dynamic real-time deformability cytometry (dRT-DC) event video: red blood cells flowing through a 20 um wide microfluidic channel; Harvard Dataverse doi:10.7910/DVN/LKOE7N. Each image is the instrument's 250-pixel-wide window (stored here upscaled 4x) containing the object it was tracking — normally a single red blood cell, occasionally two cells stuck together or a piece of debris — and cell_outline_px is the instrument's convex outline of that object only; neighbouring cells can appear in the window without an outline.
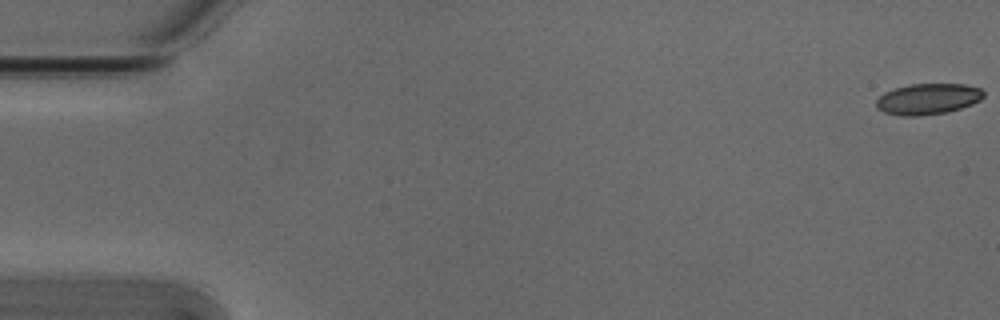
{"species": "Egyptian fruit bat (a non-hibernating species)", "species_latin": "Rousettus aegyptiacus", "temperature_condition": "cold", "stored_images_in_passage": 54, "camera_frame_rate_fps": 3000, "um_per_image_px": 0.085, "animal": {"sex": "male"}, "frame": {"image": 1, "passage_image": 1, "time_ms": 0.0, "image_size_px": [1000, 320], "cell_outline_px": [[984, 96], [980, 100], [972, 104], [948, 112], [920, 116], [900, 116], [884, 112], [876, 108], [876, 100], [884, 92], [908, 84], [964, 84], [980, 88], [984, 92]], "centroid_in_image_um": [78.86, 8.42], "position_along_channel_um": 6.1, "area_um2": 19.48}}
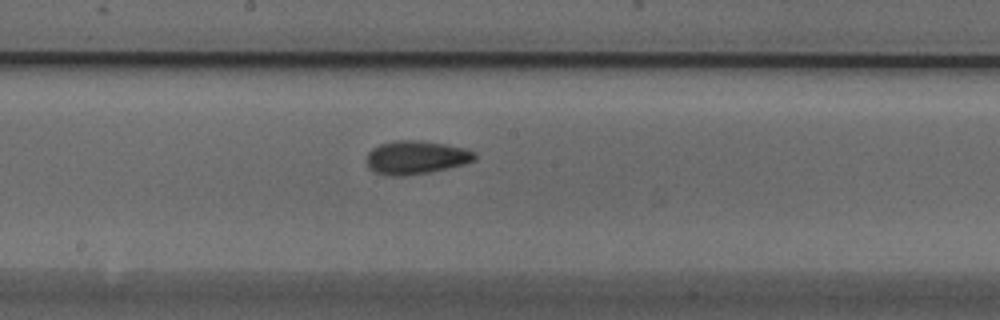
{"frame": {"image": 2, "passage_image": 29, "time_ms": 9.333, "image_size_px": [1000, 320], "cell_outline_px": [[476, 160], [464, 164], [448, 168], [428, 172], [404, 176], [392, 176], [376, 172], [368, 168], [368, 152], [372, 148], [380, 144], [396, 140], [420, 140], [444, 144], [464, 148], [476, 152]], "centroid_in_image_um": [35.38, 13.38], "position_along_channel_um": 212.8, "area_um2": 20.98}}
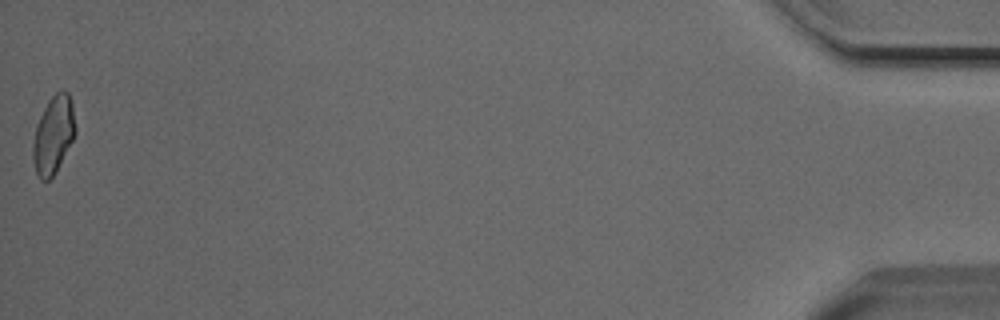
{"frame": {"image": 3, "passage_image": 54, "time_ms": 17.667, "image_size_px": [1000, 320], "cell_outline_px": [[76, 132], [56, 172], [48, 180], [40, 180], [36, 172], [32, 156], [32, 144], [36, 124], [48, 100], [60, 88], [64, 88], [68, 92], [72, 104], [76, 128]], "centroid_in_image_um": [4.53, 11.42], "position_along_channel_um": 430.7, "area_um2": 19.31}, "authors_computed_cell_mechanics": {"area_um2": 19.6809, "velocity_mm_per_s": 3.8417, "shape_relaxation_time_tau1_ms": 3.945, "shape_relaxation_time_tau2_ms": 3.0535, "deformation_change_tau1": 0.0984, "deformation_change_tau2": 0.0791}}